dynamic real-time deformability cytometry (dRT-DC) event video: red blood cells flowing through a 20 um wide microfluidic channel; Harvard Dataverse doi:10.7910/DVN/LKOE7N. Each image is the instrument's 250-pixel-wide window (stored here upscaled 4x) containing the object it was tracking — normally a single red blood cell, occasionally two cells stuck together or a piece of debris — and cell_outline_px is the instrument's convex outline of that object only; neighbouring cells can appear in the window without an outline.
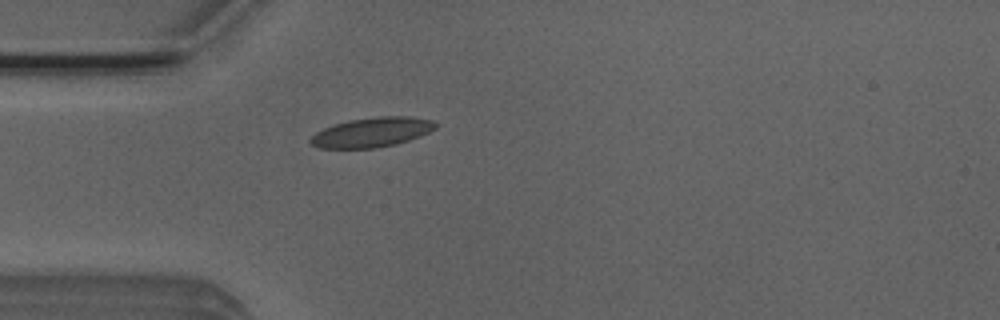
{"species": "Egyptian fruit bat (a non-hibernating species)", "species_latin": "Rousettus aegyptiacus", "temperature_condition": "room temperature", "stored_images_in_passage": 2, "camera_frame_rate_fps": 3000, "um_per_image_px": 0.085, "animal": {"sex": "male"}, "frame": {"image": 1, "passage_image": 1, "time_ms": 0.0, "image_size_px": [1000, 320], "cell_outline_px": [[436, 128], [420, 136], [396, 144], [372, 148], [320, 148], [312, 144], [308, 140], [316, 132], [332, 124], [348, 120], [380, 116], [408, 116], [432, 120], [436, 124]], "centroid_in_image_um": [31.59, 11.23], "position_along_channel_um": 53.4, "area_um2": 21.5}}